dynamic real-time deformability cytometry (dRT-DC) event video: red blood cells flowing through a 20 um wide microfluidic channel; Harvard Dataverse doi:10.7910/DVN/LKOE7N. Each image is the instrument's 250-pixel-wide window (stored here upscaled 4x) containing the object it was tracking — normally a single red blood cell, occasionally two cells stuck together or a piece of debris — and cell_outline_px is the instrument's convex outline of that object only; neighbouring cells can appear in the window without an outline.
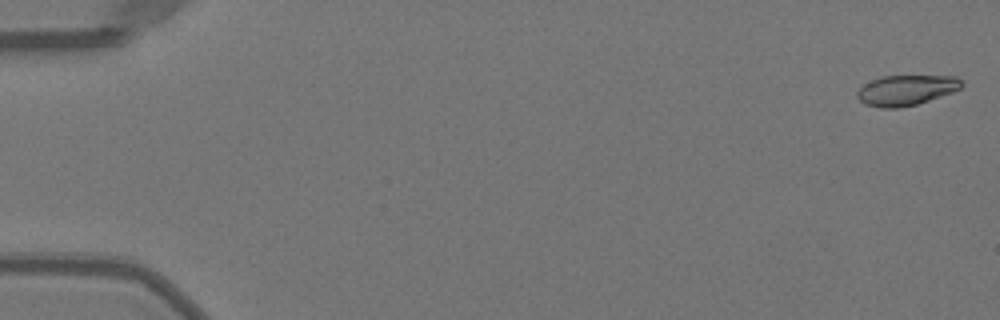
{"species": "Egyptian fruit bat (a non-hibernating species)", "species_latin": "Rousettus aegyptiacus", "temperature_condition": "warm", "stored_images_in_passage": 51, "camera_frame_rate_fps": 3000, "um_per_image_px": 0.085, "animal": {"sex": "female"}, "frame": {"image": 1, "passage_image": 1, "time_ms": 0.0, "image_size_px": [1000, 320], "cell_outline_px": [[964, 84], [960, 88], [952, 92], [916, 104], [896, 108], [880, 108], [864, 104], [856, 96], [856, 92], [864, 84], [872, 80], [884, 76], [956, 76]], "centroid_in_image_um": [77.0, 7.66], "position_along_channel_um": 8.0, "area_um2": 18.26}}
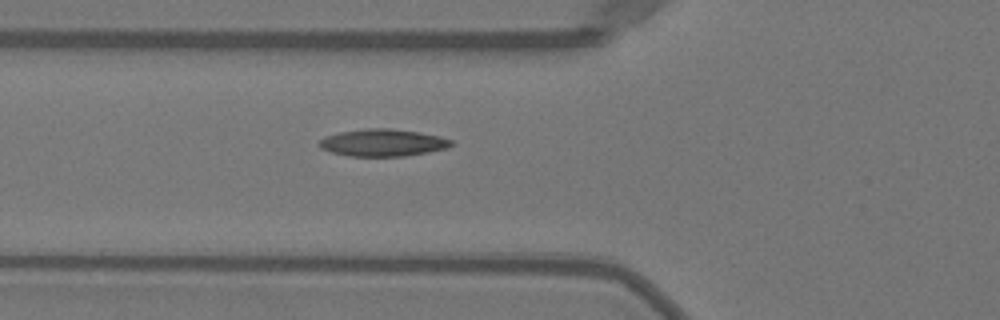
{"frame": {"image": 2, "passage_image": 19, "time_ms": 6.0, "image_size_px": [1000, 320], "cell_outline_px": [[452, 144], [448, 148], [428, 152], [404, 156], [348, 156], [332, 152], [320, 148], [320, 140], [324, 136], [340, 132], [364, 128], [392, 128], [420, 132], [440, 136], [452, 140]], "centroid_in_image_um": [32.55, 12.12], "position_along_channel_um": 93.3, "area_um2": 20.98}}
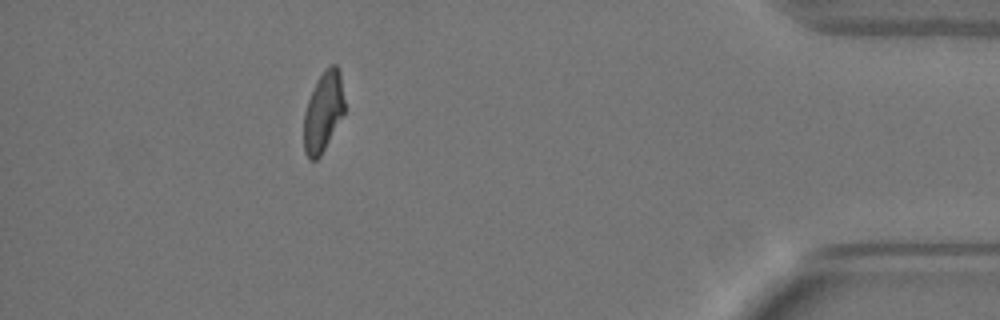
{"frame": {"image": 3, "passage_image": 46, "time_ms": 15.0, "image_size_px": [1000, 320], "cell_outline_px": [[344, 112], [320, 156], [316, 160], [308, 160], [304, 152], [304, 112], [308, 100], [324, 68], [332, 64], [336, 64], [340, 72], [344, 100]], "centroid_in_image_um": [27.46, 9.51], "position_along_channel_um": 407.7, "area_um2": 18.67}, "authors_computed_cell_mechanics": {"area_um2": 19.7098, "velocity_mm_per_s": 4.025, "shape_relaxation_time_tau1_ms": 7.301, "shape_relaxation_time_tau2_ms": 1.9121, "deformation_change_tau1": 0.2213, "deformation_change_tau2": 0.0815}}